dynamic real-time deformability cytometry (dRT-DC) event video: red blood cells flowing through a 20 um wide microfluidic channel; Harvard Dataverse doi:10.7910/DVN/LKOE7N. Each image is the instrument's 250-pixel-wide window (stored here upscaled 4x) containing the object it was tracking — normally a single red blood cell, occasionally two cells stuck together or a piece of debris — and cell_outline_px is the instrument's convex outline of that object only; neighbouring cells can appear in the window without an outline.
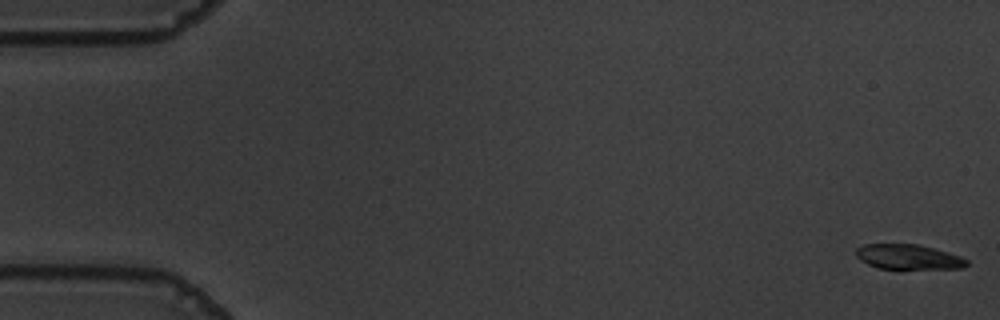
{"species": "common noctule bat (a hibernating species)", "species_latin": "Nyctalus noctula", "temperature_condition": "warm", "stored_images_in_passage": 50, "camera_frame_rate_fps": 3000, "um_per_image_px": 0.085, "animal": {"sex": "male", "body_mass_g": 19.5, "forearm_length_mm": 54.6}, "frame": {"image": 1, "passage_image": 1, "time_ms": 0.0, "image_size_px": [1000, 320], "cell_outline_px": [[968, 264], [964, 268], [900, 272], [880, 268], [868, 264], [860, 260], [856, 256], [856, 248], [864, 244], [916, 244], [948, 252], [960, 256], [968, 260]], "centroid_in_image_um": [77.24, 21.9], "position_along_channel_um": 7.8, "area_um2": 17.05}}
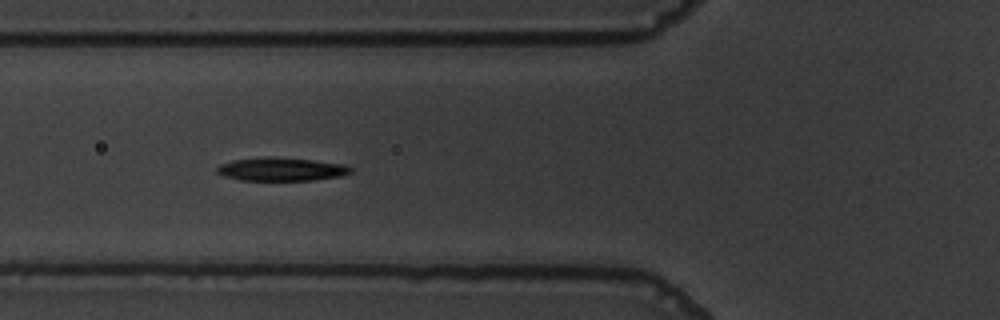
{"frame": {"image": 2, "passage_image": 21, "time_ms": 6.667, "image_size_px": [1000, 320], "cell_outline_px": [[352, 172], [340, 176], [312, 180], [240, 180], [224, 176], [216, 172], [216, 168], [220, 164], [232, 160], [268, 156], [312, 160], [344, 164], [352, 168]], "centroid_in_image_um": [23.88, 14.38], "position_along_channel_um": 101.9, "area_um2": 18.15}}
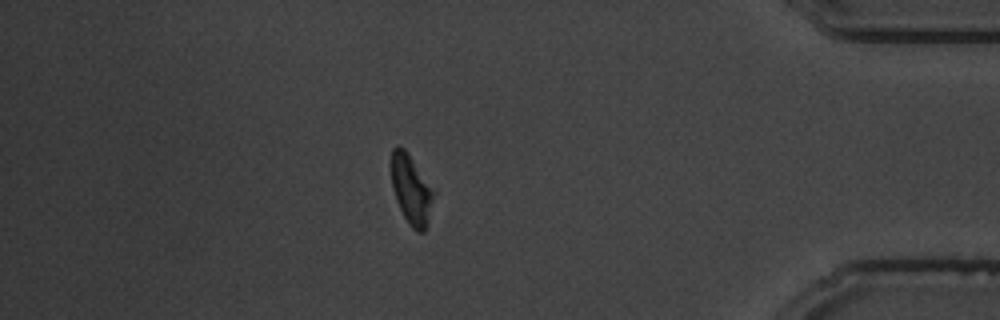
{"frame": {"image": 3, "passage_image": 49, "time_ms": 16.0, "image_size_px": [1000, 320], "cell_outline_px": [[436, 192], [428, 224], [424, 232], [416, 232], [408, 224], [396, 200], [392, 184], [392, 148], [396, 144], [404, 148], [408, 152]], "centroid_in_image_um": [34.99, 16.13], "position_along_channel_um": 400.2, "area_um2": 17.34}, "authors_computed_cell_mechanics": {"area_um2": 18.207, "velocity_mm_per_s": 3.6016, "shape_relaxation_time_tau1_ms": 3.0338, "shape_relaxation_time_tau2_ms": 9.3956, "deformation_change_tau1": 0.1739, "deformation_change_tau2": 0.1929}}